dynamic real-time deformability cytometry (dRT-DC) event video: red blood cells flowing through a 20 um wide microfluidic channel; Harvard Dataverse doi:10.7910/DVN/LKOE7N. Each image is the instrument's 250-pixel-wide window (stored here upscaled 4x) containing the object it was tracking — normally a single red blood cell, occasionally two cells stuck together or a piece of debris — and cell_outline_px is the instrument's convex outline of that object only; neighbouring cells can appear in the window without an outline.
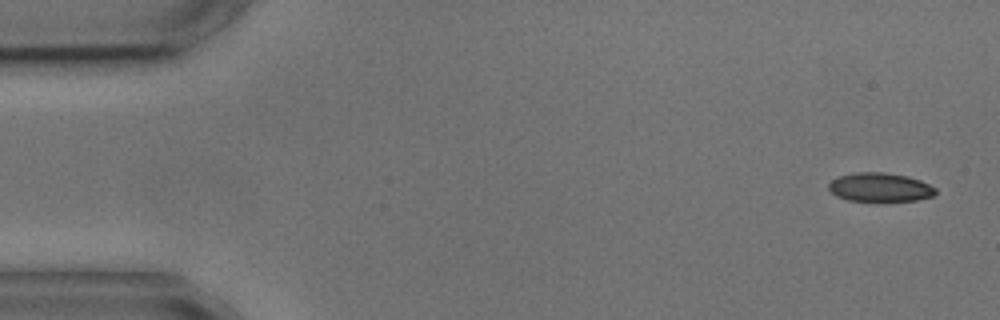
{"species": "common noctule bat (a hibernating species)", "species_latin": "Nyctalus noctula", "temperature_condition": "cold", "stored_images_in_passage": 7, "camera_frame_rate_fps": 3000, "um_per_image_px": 0.085, "animal": {"sex": "male", "body_mass_g": 17.9, "forearm_length_mm": 54.2}, "frame": {"image": 1, "passage_image": 1, "time_ms": 0.0, "image_size_px": [1000, 320], "cell_outline_px": [[936, 192], [932, 196], [916, 200], [848, 200], [836, 196], [828, 188], [828, 184], [832, 180], [840, 176], [856, 172], [884, 172], [908, 176], [920, 180], [936, 188]], "centroid_in_image_um": [74.79, 15.9], "position_along_channel_um": 10.2, "area_um2": 17.69}}
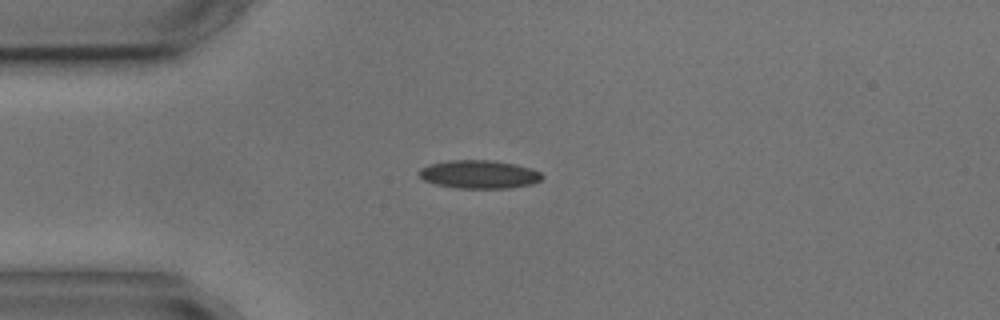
{"frame": {"image": 2, "passage_image": 4, "time_ms": 3.667, "image_size_px": [1000, 320], "cell_outline_px": [[544, 176], [540, 180], [532, 184], [508, 188], [456, 188], [436, 184], [424, 180], [416, 172], [420, 168], [428, 164], [448, 160], [492, 160], [532, 168], [540, 172]], "centroid_in_image_um": [40.69, 14.81], "position_along_channel_um": 44.3, "area_um2": 20.35}}